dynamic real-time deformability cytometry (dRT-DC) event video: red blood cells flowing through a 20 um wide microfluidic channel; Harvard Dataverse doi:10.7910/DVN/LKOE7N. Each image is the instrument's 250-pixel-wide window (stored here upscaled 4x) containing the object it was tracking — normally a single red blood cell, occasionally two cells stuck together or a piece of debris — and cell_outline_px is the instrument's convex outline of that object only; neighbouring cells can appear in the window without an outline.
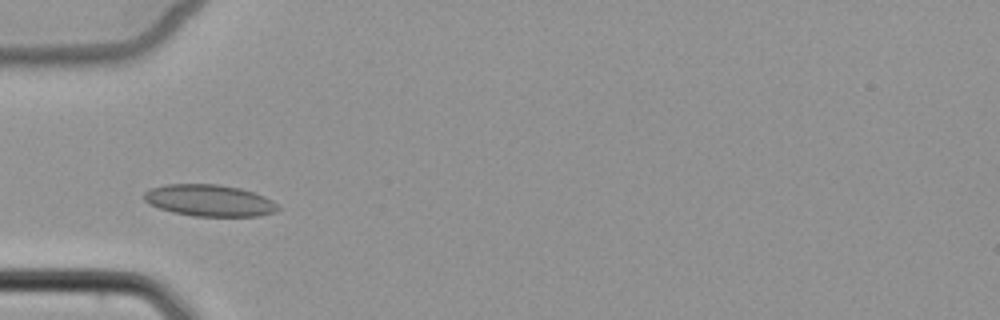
{"species": "common noctule bat (a hibernating species)", "species_latin": "Nyctalus noctula", "temperature_condition": "cold", "stored_images_in_passage": 5, "camera_frame_rate_fps": 3000, "um_per_image_px": 0.085, "animal": {"sex": "female", "body_mass_g": 22.7, "forearm_length_mm": 54.2}, "frame": {"image": 1, "passage_image": 3, "time_ms": 2.333, "image_size_px": [1000, 320], "cell_outline_px": [[280, 208], [276, 212], [260, 216], [192, 216], [172, 212], [148, 204], [144, 200], [144, 192], [152, 188], [164, 184], [220, 184], [240, 188], [264, 196], [272, 200]], "centroid_in_image_um": [17.79, 17.04], "position_along_channel_um": 67.2, "area_um2": 24.8}}
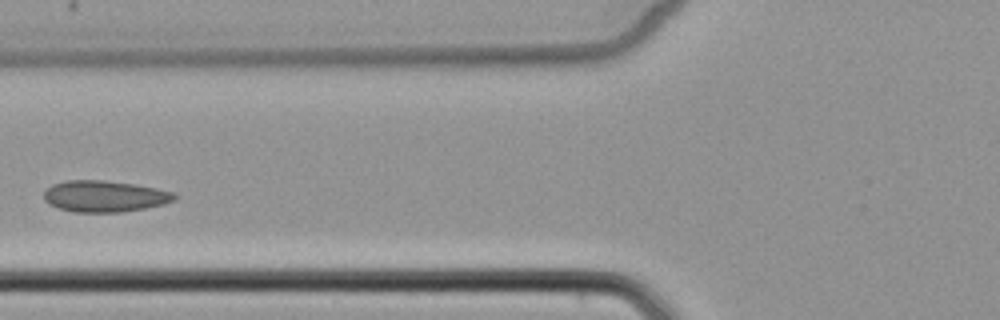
{"frame": {"image": 2, "passage_image": 4, "time_ms": 3.667, "image_size_px": [1000, 320], "cell_outline_px": [[176, 200], [164, 204], [144, 208], [120, 212], [72, 212], [48, 204], [44, 200], [44, 192], [52, 184], [64, 180], [104, 180], [132, 184], [156, 188], [172, 192], [176, 196]], "centroid_in_image_um": [8.86, 16.68], "position_along_channel_um": 116.9, "area_um2": 23.81}}
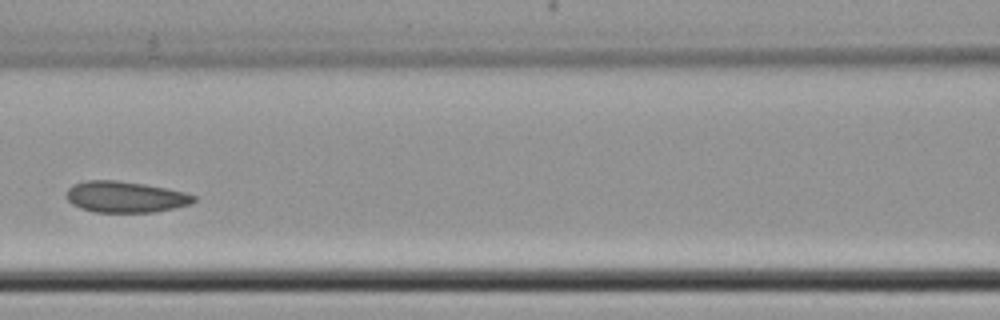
{"frame": {"image": 3, "passage_image": 5, "time_ms": 4.667, "image_size_px": [1000, 320], "cell_outline_px": [[196, 200], [188, 204], [172, 208], [152, 212], [96, 212], [80, 208], [72, 204], [68, 200], [68, 188], [72, 184], [84, 180], [116, 180], [144, 184], [168, 188], [184, 192], [196, 196]], "centroid_in_image_um": [10.63, 16.72], "position_along_channel_um": 156.0, "area_um2": 23.0}}